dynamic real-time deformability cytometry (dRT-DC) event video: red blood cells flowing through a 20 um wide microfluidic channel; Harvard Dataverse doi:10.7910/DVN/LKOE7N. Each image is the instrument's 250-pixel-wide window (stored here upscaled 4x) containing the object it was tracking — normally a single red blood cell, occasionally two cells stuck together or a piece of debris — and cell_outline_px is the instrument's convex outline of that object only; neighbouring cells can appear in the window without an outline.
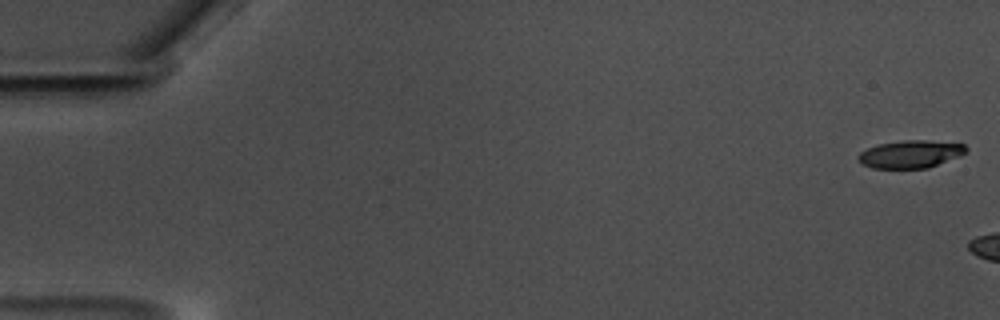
{"species": "common noctule bat (a hibernating species)", "species_latin": "Nyctalus noctula", "temperature_condition": "warm", "stored_images_in_passage": 7, "camera_frame_rate_fps": 3000, "um_per_image_px": 0.085, "animal": {"sex": "male", "body_mass_g": 17.5, "forearm_length_mm": 52.3}, "frame": {"image": 1, "passage_image": 1, "time_ms": 0.0, "image_size_px": [1000, 320], "cell_outline_px": [[968, 152], [960, 156], [928, 168], [872, 168], [864, 164], [856, 156], [860, 152], [876, 144], [904, 140], [928, 140], [964, 144], [968, 148]], "centroid_in_image_um": [77.42, 13.09], "position_along_channel_um": 7.6, "area_um2": 17.46}}